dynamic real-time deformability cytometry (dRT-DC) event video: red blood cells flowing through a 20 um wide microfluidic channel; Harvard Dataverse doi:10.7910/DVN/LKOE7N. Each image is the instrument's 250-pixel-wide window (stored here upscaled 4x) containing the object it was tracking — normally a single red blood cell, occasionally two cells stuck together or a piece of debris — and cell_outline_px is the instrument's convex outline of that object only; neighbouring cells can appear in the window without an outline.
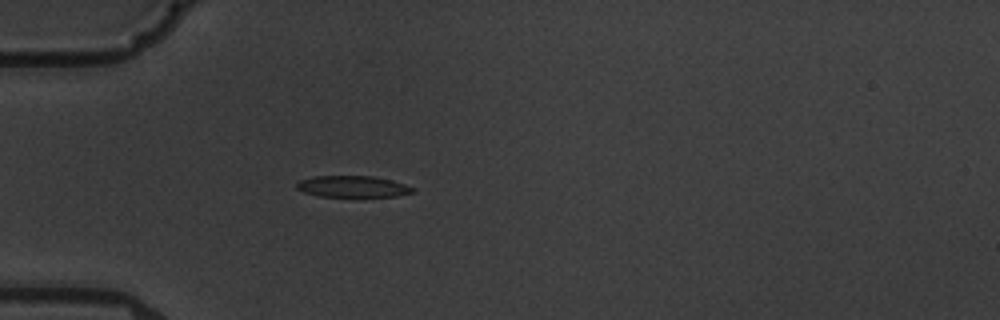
{"species": "common noctule bat (a hibernating species)", "species_latin": "Nyctalus noctula", "temperature_condition": "warm", "stored_images_in_passage": 3, "camera_frame_rate_fps": 3000, "um_per_image_px": 0.085, "animal": {"sex": "male", "body_mass_g": 19.5, "forearm_length_mm": 54.6}, "frame": {"image": 1, "passage_image": 3, "time_ms": 2.0, "image_size_px": [1000, 320], "cell_outline_px": [[416, 192], [396, 196], [320, 196], [304, 192], [296, 188], [296, 184], [300, 180], [312, 176], [372, 176], [392, 180], [416, 188]], "centroid_in_image_um": [30.0, 15.85], "position_along_channel_um": 55.0, "area_um2": 14.45}}